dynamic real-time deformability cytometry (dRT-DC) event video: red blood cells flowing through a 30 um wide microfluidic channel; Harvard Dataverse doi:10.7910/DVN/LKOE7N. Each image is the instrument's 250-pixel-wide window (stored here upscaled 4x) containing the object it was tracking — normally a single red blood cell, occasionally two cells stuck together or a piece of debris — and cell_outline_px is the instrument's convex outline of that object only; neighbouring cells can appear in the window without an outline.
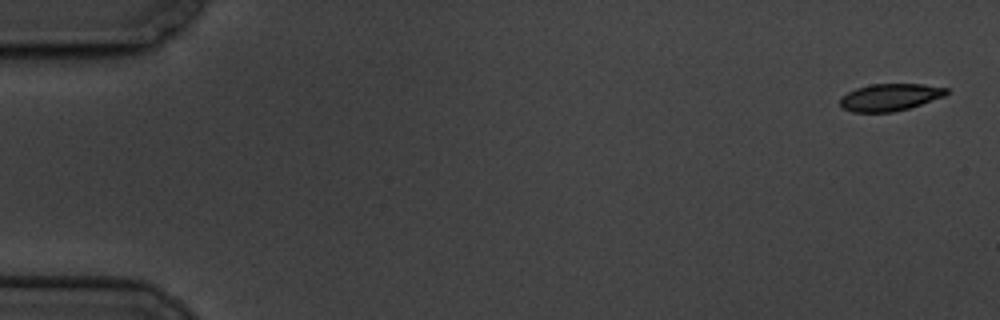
{"species": "common noctule bat (a hibernating species)", "species_latin": "Nyctalus noctula", "temperature_condition": "cold", "stored_images_in_passage": 5, "camera_frame_rate_fps": 3000, "um_per_image_px": 0.085, "animal": {"sex": "male", "body_mass_g": 19.5, "forearm_length_mm": 54.6}, "frame": {"image": 1, "passage_image": 1, "time_ms": 0.0, "image_size_px": [1000, 320], "cell_outline_px": [[948, 92], [944, 96], [908, 108], [892, 112], [852, 112], [844, 108], [840, 104], [840, 96], [856, 88], [872, 84], [924, 84], [948, 88]], "centroid_in_image_um": [75.62, 8.26], "position_along_channel_um": 9.4, "area_um2": 16.7}}
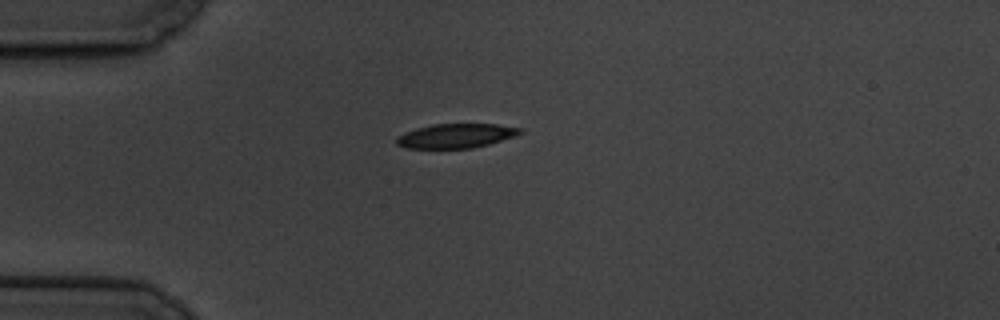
{"frame": {"image": 2, "passage_image": 5, "time_ms": 4.667, "image_size_px": [1000, 320], "cell_outline_px": [[524, 132], [516, 136], [488, 144], [472, 148], [404, 148], [396, 144], [396, 136], [416, 128], [432, 124], [496, 124], [524, 128]], "centroid_in_image_um": [38.77, 11.54], "position_along_channel_um": 46.2, "area_um2": 17.63}}